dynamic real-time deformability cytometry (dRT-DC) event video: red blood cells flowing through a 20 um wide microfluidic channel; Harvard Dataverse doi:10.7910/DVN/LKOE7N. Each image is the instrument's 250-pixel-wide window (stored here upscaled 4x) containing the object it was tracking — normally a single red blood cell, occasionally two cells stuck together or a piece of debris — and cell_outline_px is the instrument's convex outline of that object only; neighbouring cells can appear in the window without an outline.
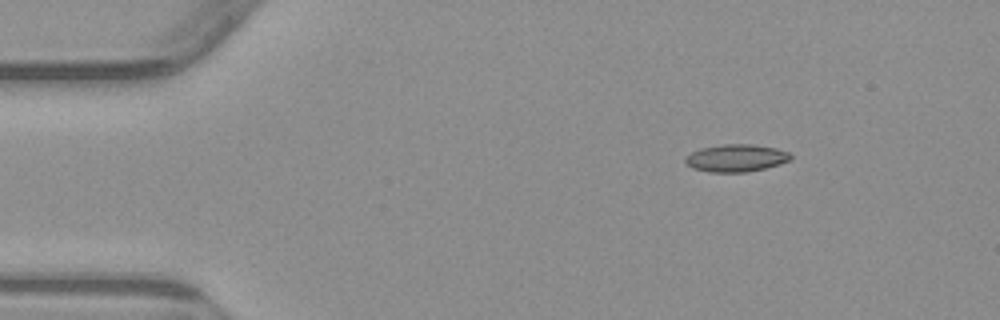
{"species": "common noctule bat (a hibernating species)", "species_latin": "Nyctalus noctula", "temperature_condition": "warm", "stored_images_in_passage": 4, "camera_frame_rate_fps": 3000, "um_per_image_px": 0.085, "animal": {"sex": "male", "body_mass_g": 23.1, "forearm_length_mm": 52.7}, "frame": {"image": 1, "passage_image": 2, "time_ms": 2.0, "image_size_px": [1000, 320], "cell_outline_px": [[792, 160], [780, 164], [764, 168], [744, 172], [708, 172], [692, 168], [684, 160], [684, 156], [700, 148], [724, 144], [752, 144], [776, 148], [788, 152], [792, 156]], "centroid_in_image_um": [62.56, 13.43], "position_along_channel_um": 22.4, "area_um2": 16.88}}